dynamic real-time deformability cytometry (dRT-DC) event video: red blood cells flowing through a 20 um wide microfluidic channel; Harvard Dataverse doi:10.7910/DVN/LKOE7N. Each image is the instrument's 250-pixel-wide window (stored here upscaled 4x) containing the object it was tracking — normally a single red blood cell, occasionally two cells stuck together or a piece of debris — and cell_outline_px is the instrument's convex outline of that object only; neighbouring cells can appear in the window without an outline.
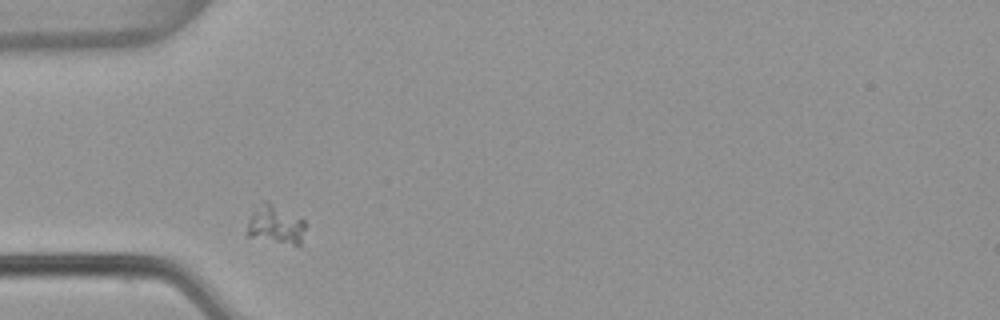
{"species": "common noctule bat (a hibernating species)", "species_latin": "Nyctalus noctula", "temperature_condition": "warm", "stored_images_in_passage": 2, "camera_frame_rate_fps": 3000, "um_per_image_px": 0.085, "animal": {"sex": "female", "body_mass_g": 22.7, "forearm_length_mm": 54.2}, "frame": {"image": 1, "passage_image": 1, "time_ms": 0.0, "image_size_px": [1000, 320], "cell_outline_px": [[308, 224], [300, 244], [292, 244], [248, 236], [244, 232], [248, 220], [264, 200], [268, 200], [304, 220]], "centroid_in_image_um": [23.44, 19.08], "position_along_channel_um": 61.6, "area_um2": 13.06}}
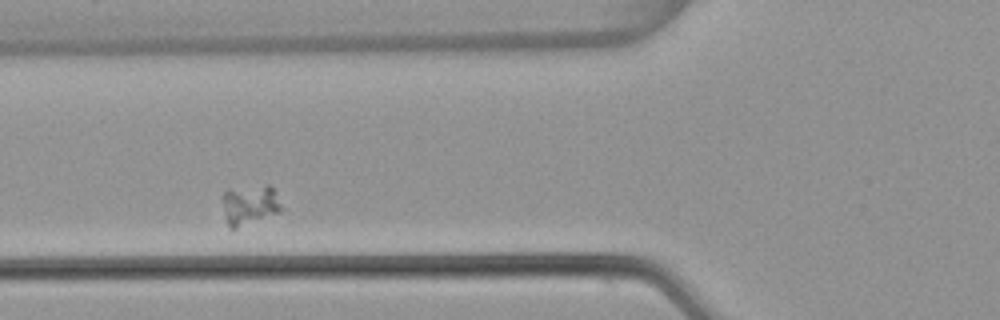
{"frame": {"image": 2, "passage_image": 2, "time_ms": 0.333, "image_size_px": [1000, 320], "cell_outline_px": [[284, 208], [280, 212], [236, 228], [228, 228], [220, 196], [228, 188], [268, 184], [272, 188]], "centroid_in_image_um": [21.19, 17.38], "position_along_channel_um": 104.6, "area_um2": 14.05}}